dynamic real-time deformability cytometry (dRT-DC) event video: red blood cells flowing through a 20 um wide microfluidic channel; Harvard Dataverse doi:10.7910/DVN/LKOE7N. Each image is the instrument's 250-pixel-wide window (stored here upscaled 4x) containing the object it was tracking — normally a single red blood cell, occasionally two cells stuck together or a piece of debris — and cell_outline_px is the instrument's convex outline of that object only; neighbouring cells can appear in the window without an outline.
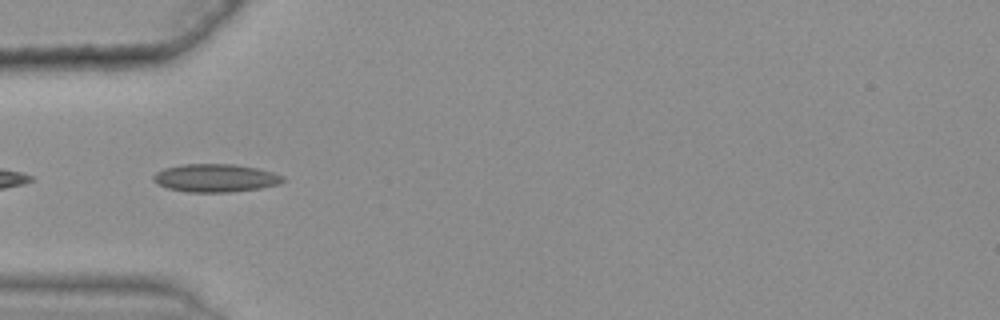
{"species": "common noctule bat (a hibernating species)", "species_latin": "Nyctalus noctula", "temperature_condition": "warm", "stored_images_in_passage": 6, "camera_frame_rate_fps": 3000, "um_per_image_px": 0.085, "animal": {"sex": "female", "body_mass_g": 25.1}, "frame": {"image": 1, "passage_image": 2, "time_ms": 0.333, "image_size_px": [1000, 320], "cell_outline_px": [[284, 180], [280, 184], [260, 188], [232, 192], [188, 192], [168, 188], [156, 184], [152, 180], [152, 176], [156, 172], [164, 168], [184, 164], [236, 164], [256, 168], [272, 172], [284, 176]], "centroid_in_image_um": [18.3, 15.13], "position_along_channel_um": 66.7, "area_um2": 21.27}}